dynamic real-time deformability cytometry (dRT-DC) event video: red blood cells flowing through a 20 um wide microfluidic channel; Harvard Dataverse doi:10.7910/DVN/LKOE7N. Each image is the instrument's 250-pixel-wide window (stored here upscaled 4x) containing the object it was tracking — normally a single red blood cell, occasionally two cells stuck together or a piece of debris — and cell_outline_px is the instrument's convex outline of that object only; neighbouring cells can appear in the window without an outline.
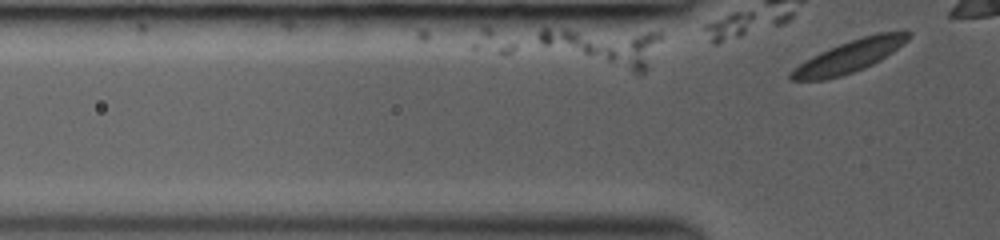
{"species": "common noctule bat (a hibernating species)", "species_latin": "Nyctalus noctula", "temperature_condition": "room temperature", "stored_images_in_passage": 2, "camera_frame_rate_fps": 3000, "um_per_image_px": 0.085, "animal": {"sex": "female", "body_mass_g": 19.0, "forearm_length_mm": 53.3}, "frame": {"image": 1, "passage_image": 2, "time_ms": 0.333, "image_size_px": [1000, 240], "cell_outline_px": [[912, 36], [908, 40], [892, 52], [880, 60], [864, 68], [840, 76], [824, 80], [788, 80], [788, 72], [812, 56], [820, 52], [840, 44], [876, 32], [912, 32]], "centroid_in_image_um": [72.17, 4.8], "position_along_channel_um": 53.6, "area_um2": 21.62}}